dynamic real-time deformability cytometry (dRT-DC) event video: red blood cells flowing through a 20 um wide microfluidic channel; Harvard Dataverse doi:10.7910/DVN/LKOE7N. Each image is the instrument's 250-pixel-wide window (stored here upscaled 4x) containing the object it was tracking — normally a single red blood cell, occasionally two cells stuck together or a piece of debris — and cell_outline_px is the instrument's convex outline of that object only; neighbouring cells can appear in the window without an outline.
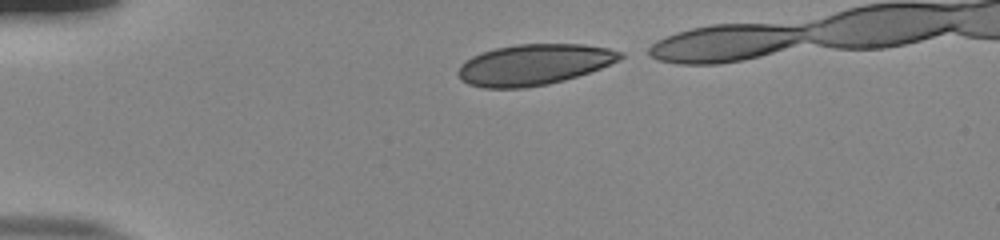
{"species": "human", "species_latin": "Homo sapiens", "temperature_condition": "room temperature", "stored_images_in_passage": 36, "camera_frame_rate_fps": 3000, "um_per_image_px": 0.085, "donor": {"sex": "male"}, "frame": {"image": 1, "passage_image": 1, "time_ms": 0.0, "image_size_px": [1000, 240], "cell_outline_px": [[624, 56], [620, 60], [600, 68], [564, 80], [548, 84], [524, 88], [484, 88], [468, 84], [460, 80], [456, 72], [460, 64], [472, 56], [496, 48], [516, 44], [584, 44], [608, 48], [624, 52]], "centroid_in_image_um": [45.37, 5.49], "position_along_channel_um": 39.6, "area_um2": 38.67}}
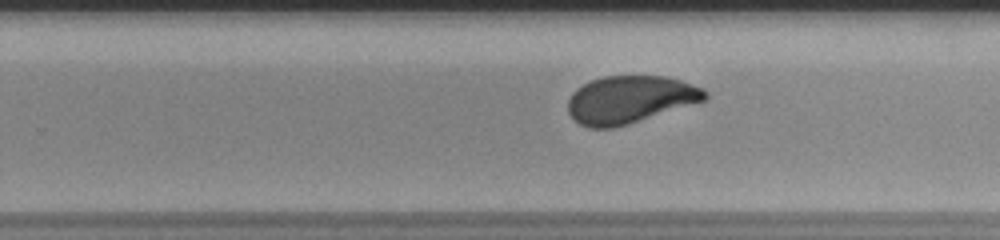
{"frame": {"image": 2, "passage_image": 23, "time_ms": 7.333, "image_size_px": [1000, 240], "cell_outline_px": [[708, 96], [704, 100], [628, 124], [612, 128], [588, 128], [580, 124], [568, 112], [568, 100], [572, 92], [576, 88], [592, 80], [604, 76], [668, 76], [680, 80], [700, 88], [708, 92]], "centroid_in_image_um": [53.5, 8.45], "position_along_channel_um": 276.3, "area_um2": 37.51}}
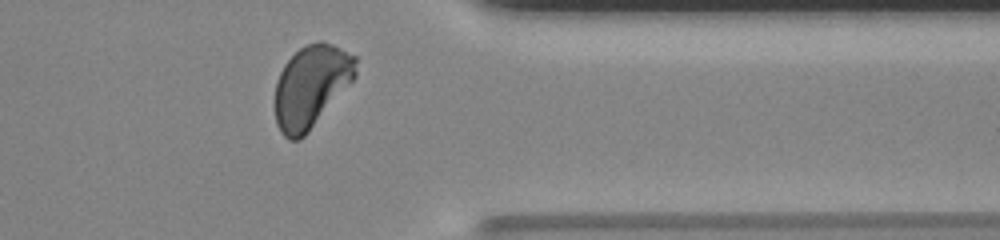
{"frame": {"image": 3, "passage_image": 32, "time_ms": 10.333, "image_size_px": [1000, 240], "cell_outline_px": [[356, 76], [308, 132], [300, 140], [288, 140], [280, 132], [276, 124], [276, 80], [284, 64], [304, 44], [316, 40], [320, 40], [332, 44], [356, 56]], "centroid_in_image_um": [26.44, 7.32], "position_along_channel_um": 385.0, "area_um2": 38.55}}